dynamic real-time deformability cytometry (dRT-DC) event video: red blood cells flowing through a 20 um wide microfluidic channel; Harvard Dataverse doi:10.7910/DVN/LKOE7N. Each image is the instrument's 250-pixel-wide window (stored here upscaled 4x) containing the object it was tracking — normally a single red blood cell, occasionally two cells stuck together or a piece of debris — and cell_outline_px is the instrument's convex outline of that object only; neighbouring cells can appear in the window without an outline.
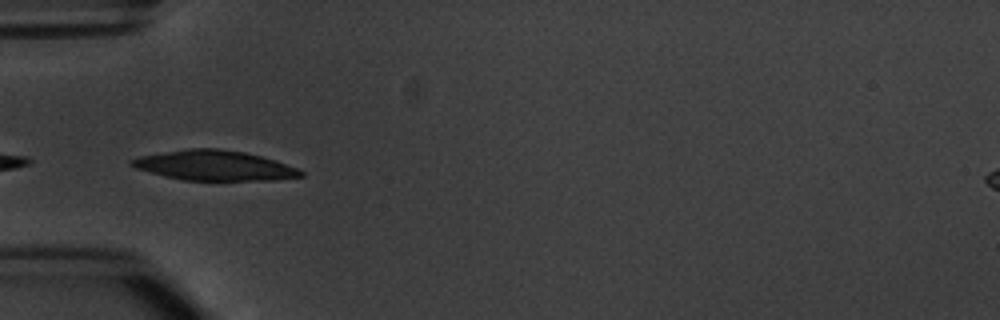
{"species": "common noctule bat (a hibernating species)", "species_latin": "Nyctalus noctula", "temperature_condition": "warm", "stored_images_in_passage": 7, "camera_frame_rate_fps": 3000, "um_per_image_px": 0.085, "animal": {"sex": "male", "body_mass_g": 20.1, "forearm_length_mm": 53.5}, "frame": {"image": 1, "passage_image": 6, "time_ms": 5.667, "image_size_px": [1000, 320], "cell_outline_px": [[304, 176], [276, 180], [184, 180], [164, 176], [136, 168], [128, 164], [128, 160], [140, 156], [188, 148], [216, 148], [244, 152], [276, 160], [296, 168], [304, 172]], "centroid_in_image_um": [18.22, 14.07], "position_along_channel_um": 66.8, "area_um2": 29.48}}